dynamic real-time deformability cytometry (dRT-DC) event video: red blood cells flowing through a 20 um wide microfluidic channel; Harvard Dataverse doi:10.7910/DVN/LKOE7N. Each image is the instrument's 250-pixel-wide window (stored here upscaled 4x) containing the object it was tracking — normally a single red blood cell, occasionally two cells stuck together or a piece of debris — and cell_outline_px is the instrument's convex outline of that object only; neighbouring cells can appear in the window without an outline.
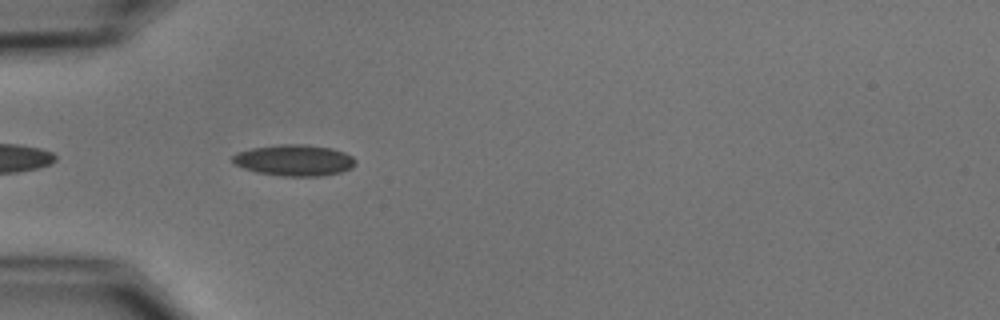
{"species": "common noctule bat (a hibernating species)", "species_latin": "Nyctalus noctula", "temperature_condition": "cold", "stored_images_in_passage": 9, "camera_frame_rate_fps": 3000, "um_per_image_px": 0.085, "animal": {"sex": "male", "body_mass_g": 15.6}, "frame": {"image": 1, "passage_image": 4, "time_ms": 4.333, "image_size_px": [1000, 320], "cell_outline_px": [[356, 164], [352, 168], [340, 172], [320, 176], [280, 176], [256, 172], [244, 168], [236, 164], [232, 160], [232, 156], [236, 152], [252, 148], [280, 144], [304, 144], [332, 148], [344, 152], [352, 156], [356, 160]], "centroid_in_image_um": [25.02, 13.62], "position_along_channel_um": 60.0, "area_um2": 22.43}}
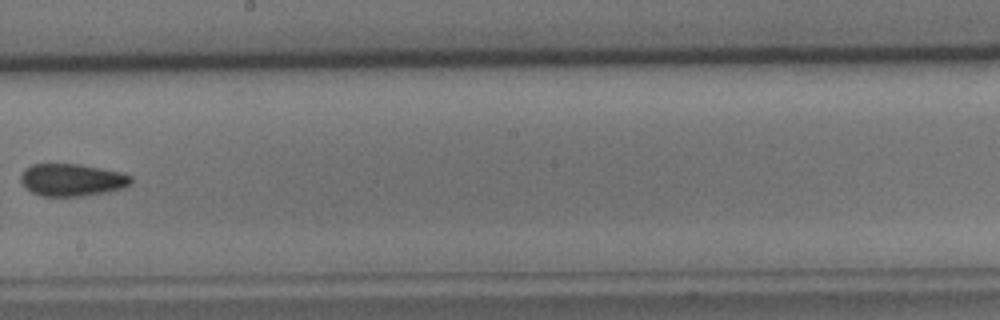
{"frame": {"image": 2, "passage_image": 8, "time_ms": 9.333, "image_size_px": [1000, 320], "cell_outline_px": [[132, 180], [124, 188], [108, 192], [84, 196], [40, 196], [32, 192], [20, 180], [20, 176], [24, 168], [32, 164], [80, 164], [120, 172], [132, 176]], "centroid_in_image_um": [6.11, 15.29], "position_along_channel_um": 242.1, "area_um2": 20.81}}
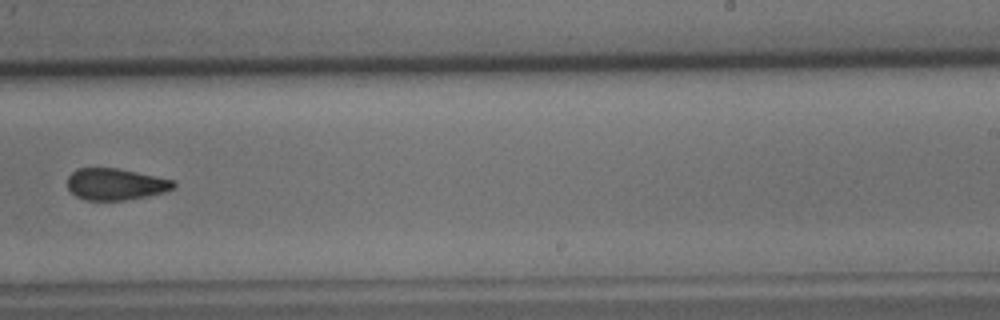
{"frame": {"image": 3, "passage_image": 9, "time_ms": 10.333, "image_size_px": [1000, 320], "cell_outline_px": [[176, 188], [164, 192], [148, 196], [124, 200], [84, 200], [76, 196], [68, 188], [68, 176], [76, 168], [116, 168], [176, 180]], "centroid_in_image_um": [9.85, 15.66], "position_along_channel_um": 279.2, "area_um2": 19.65}}